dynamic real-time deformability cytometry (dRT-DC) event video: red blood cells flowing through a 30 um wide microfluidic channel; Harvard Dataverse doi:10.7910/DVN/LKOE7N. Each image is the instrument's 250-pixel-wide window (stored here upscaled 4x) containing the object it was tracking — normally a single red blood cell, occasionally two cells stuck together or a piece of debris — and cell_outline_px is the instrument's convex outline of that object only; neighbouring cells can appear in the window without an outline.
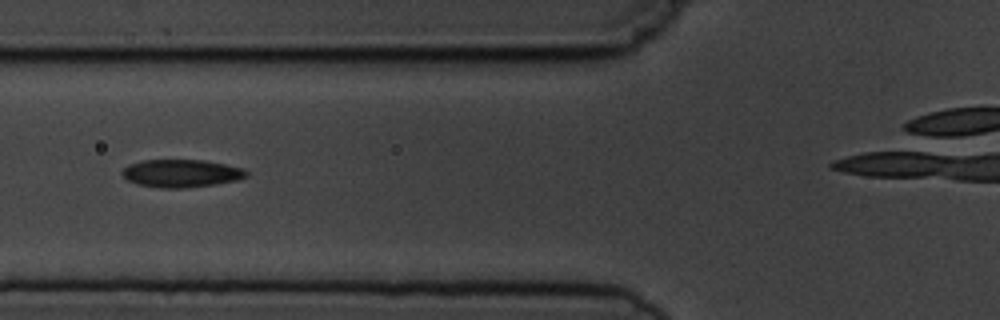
{"species": "common noctule bat (a hibernating species)", "species_latin": "Nyctalus noctula", "temperature_condition": "cold", "stored_images_in_passage": 6, "camera_frame_rate_fps": 3000, "um_per_image_px": 0.085, "animal": {"sex": "male", "body_mass_g": 19.5, "forearm_length_mm": 54.6}, "frame": {"image": 1, "passage_image": 3, "time_ms": 2.333, "image_size_px": [1000, 320], "cell_outline_px": [[248, 176], [236, 180], [212, 184], [184, 188], [160, 188], [136, 184], [128, 180], [120, 172], [128, 164], [144, 160], [204, 160], [244, 168], [248, 172]], "centroid_in_image_um": [15.39, 14.73], "position_along_channel_um": 110.4, "area_um2": 20.06}}
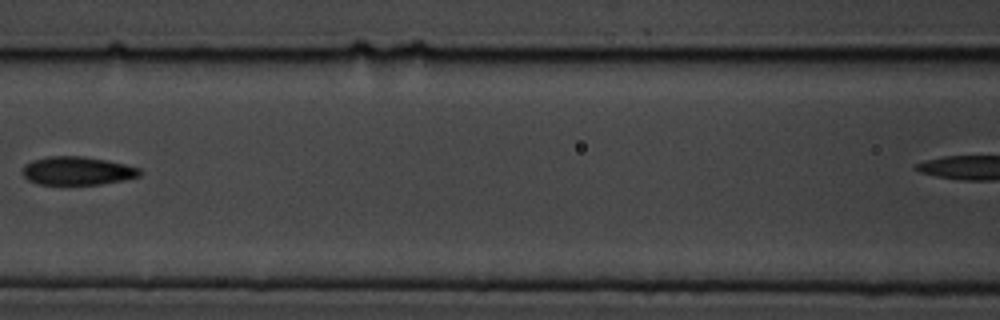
{"frame": {"image": 2, "passage_image": 4, "time_ms": 3.667, "image_size_px": [1000, 320], "cell_outline_px": [[140, 176], [124, 180], [100, 184], [40, 184], [28, 180], [24, 176], [24, 164], [32, 160], [48, 156], [84, 156], [124, 164], [140, 168]], "centroid_in_image_um": [6.57, 14.51], "position_along_channel_um": 160.0, "area_um2": 19.19}}
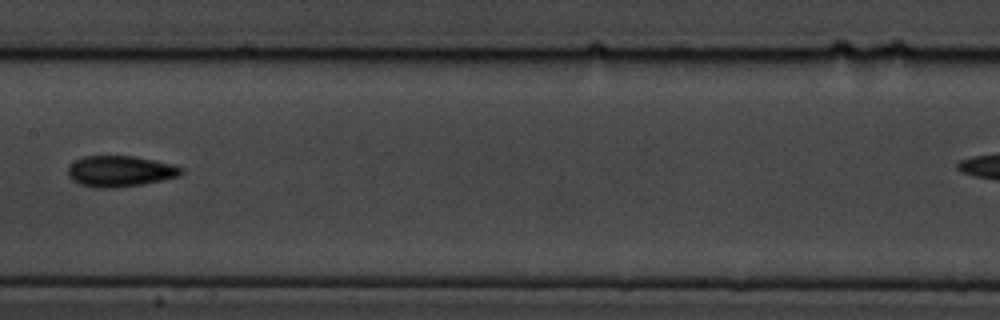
{"frame": {"image": 3, "passage_image": 5, "time_ms": 4.667, "image_size_px": [1000, 320], "cell_outline_px": [[184, 172], [180, 176], [140, 184], [116, 188], [96, 188], [80, 184], [72, 180], [68, 176], [68, 168], [76, 160], [84, 156], [132, 156], [172, 164], [184, 168]], "centroid_in_image_um": [10.21, 14.56], "position_along_channel_um": 197.2, "area_um2": 20.29}}